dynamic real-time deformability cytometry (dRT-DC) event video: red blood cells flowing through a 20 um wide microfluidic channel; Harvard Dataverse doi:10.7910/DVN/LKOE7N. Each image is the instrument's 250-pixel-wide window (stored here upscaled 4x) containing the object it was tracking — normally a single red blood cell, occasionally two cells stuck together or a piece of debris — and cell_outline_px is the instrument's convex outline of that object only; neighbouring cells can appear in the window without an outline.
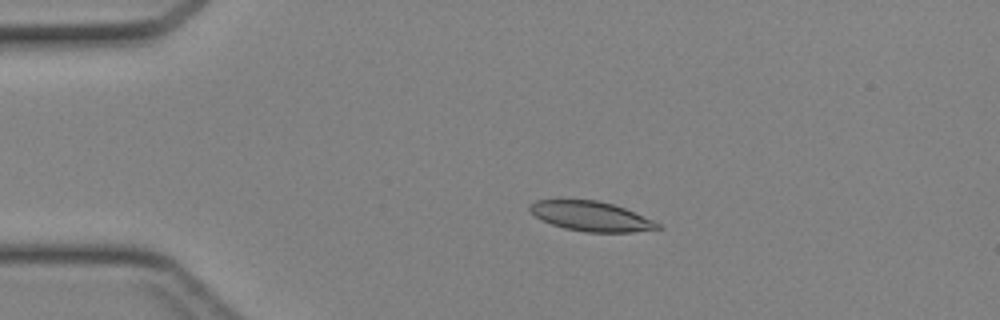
{"species": "Egyptian fruit bat (a non-hibernating species)", "species_latin": "Rousettus aegyptiacus", "temperature_condition": "cold", "stored_images_in_passage": 44, "camera_frame_rate_fps": 3000, "um_per_image_px": 0.085, "animal": {"sex": "female"}, "frame": {"image": 1, "passage_image": 9, "time_ms": 2.667, "image_size_px": [1000, 320], "cell_outline_px": [[664, 228], [632, 232], [584, 232], [564, 228], [540, 220], [528, 208], [528, 204], [536, 200], [596, 200], [612, 204], [624, 208], [652, 220], [660, 224]], "centroid_in_image_um": [50.22, 18.39], "position_along_channel_um": 34.8, "area_um2": 22.02}}
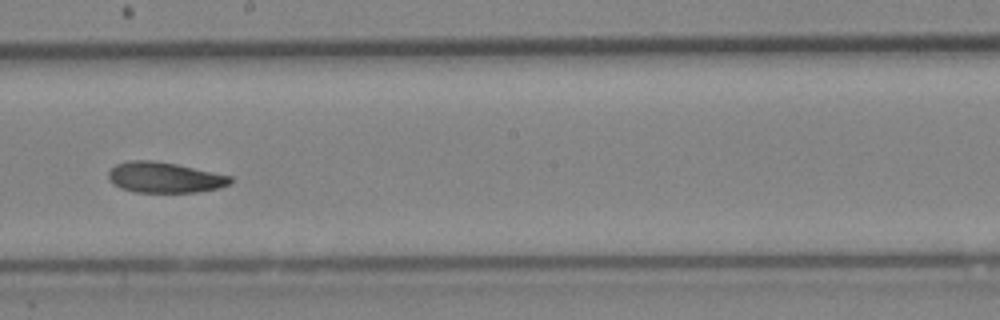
{"frame": {"image": 2, "passage_image": 25, "time_ms": 8.0, "image_size_px": [1000, 320], "cell_outline_px": [[232, 184], [220, 188], [196, 192], [136, 192], [120, 188], [112, 184], [108, 180], [108, 172], [116, 164], [128, 160], [152, 160], [176, 164], [232, 176]], "centroid_in_image_um": [13.98, 15.09], "position_along_channel_um": 234.2, "area_um2": 21.91}}
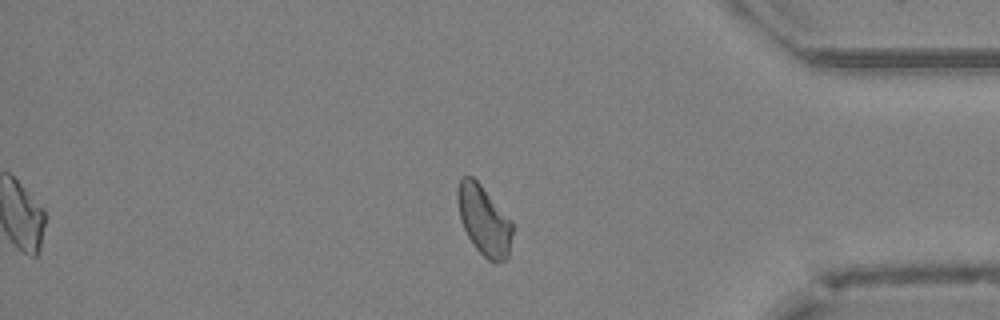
{"frame": {"image": 3, "passage_image": 37, "time_ms": 12.0, "image_size_px": [1000, 320], "cell_outline_px": [[512, 232], [508, 256], [504, 260], [488, 260], [476, 248], [468, 236], [460, 220], [456, 196], [456, 188], [460, 180], [464, 176], [472, 176], [480, 184], [512, 220]], "centroid_in_image_um": [41.11, 18.68], "position_along_channel_um": 394.1, "area_um2": 22.02}}